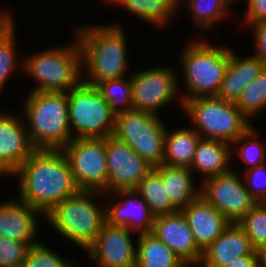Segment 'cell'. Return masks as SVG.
I'll return each mask as SVG.
<instances>
[{
	"instance_id": "1",
	"label": "cell",
	"mask_w": 266,
	"mask_h": 267,
	"mask_svg": "<svg viewBox=\"0 0 266 267\" xmlns=\"http://www.w3.org/2000/svg\"><path fill=\"white\" fill-rule=\"evenodd\" d=\"M10 177L19 181L17 198L44 217L81 191L62 150L36 149Z\"/></svg>"
},
{
	"instance_id": "2",
	"label": "cell",
	"mask_w": 266,
	"mask_h": 267,
	"mask_svg": "<svg viewBox=\"0 0 266 267\" xmlns=\"http://www.w3.org/2000/svg\"><path fill=\"white\" fill-rule=\"evenodd\" d=\"M120 24H119V23ZM84 25L74 29L82 53V80L96 86L102 81L120 79L129 74L128 37L120 21Z\"/></svg>"
},
{
	"instance_id": "3",
	"label": "cell",
	"mask_w": 266,
	"mask_h": 267,
	"mask_svg": "<svg viewBox=\"0 0 266 267\" xmlns=\"http://www.w3.org/2000/svg\"><path fill=\"white\" fill-rule=\"evenodd\" d=\"M219 45L202 38L190 40L180 50L179 64L182 71L180 92L182 101L192 98L217 96L229 63L230 45Z\"/></svg>"
},
{
	"instance_id": "4",
	"label": "cell",
	"mask_w": 266,
	"mask_h": 267,
	"mask_svg": "<svg viewBox=\"0 0 266 267\" xmlns=\"http://www.w3.org/2000/svg\"><path fill=\"white\" fill-rule=\"evenodd\" d=\"M23 98L20 114L34 148L62 150L73 139L67 92L30 90Z\"/></svg>"
},
{
	"instance_id": "5",
	"label": "cell",
	"mask_w": 266,
	"mask_h": 267,
	"mask_svg": "<svg viewBox=\"0 0 266 267\" xmlns=\"http://www.w3.org/2000/svg\"><path fill=\"white\" fill-rule=\"evenodd\" d=\"M44 220L62 240L85 252L105 222L104 193L81 190L58 203Z\"/></svg>"
},
{
	"instance_id": "6",
	"label": "cell",
	"mask_w": 266,
	"mask_h": 267,
	"mask_svg": "<svg viewBox=\"0 0 266 267\" xmlns=\"http://www.w3.org/2000/svg\"><path fill=\"white\" fill-rule=\"evenodd\" d=\"M22 73L33 80L31 92H68L82 80L81 47L74 35L70 43L22 56Z\"/></svg>"
},
{
	"instance_id": "7",
	"label": "cell",
	"mask_w": 266,
	"mask_h": 267,
	"mask_svg": "<svg viewBox=\"0 0 266 267\" xmlns=\"http://www.w3.org/2000/svg\"><path fill=\"white\" fill-rule=\"evenodd\" d=\"M182 111L201 138L228 144H232L253 125L234 102L217 96L186 100Z\"/></svg>"
},
{
	"instance_id": "8",
	"label": "cell",
	"mask_w": 266,
	"mask_h": 267,
	"mask_svg": "<svg viewBox=\"0 0 266 267\" xmlns=\"http://www.w3.org/2000/svg\"><path fill=\"white\" fill-rule=\"evenodd\" d=\"M72 138H106L114 134L115 114L95 86L83 81L67 92Z\"/></svg>"
},
{
	"instance_id": "9",
	"label": "cell",
	"mask_w": 266,
	"mask_h": 267,
	"mask_svg": "<svg viewBox=\"0 0 266 267\" xmlns=\"http://www.w3.org/2000/svg\"><path fill=\"white\" fill-rule=\"evenodd\" d=\"M161 116L140 110L115 115L114 136L127 143L153 167L163 164L167 130Z\"/></svg>"
},
{
	"instance_id": "10",
	"label": "cell",
	"mask_w": 266,
	"mask_h": 267,
	"mask_svg": "<svg viewBox=\"0 0 266 267\" xmlns=\"http://www.w3.org/2000/svg\"><path fill=\"white\" fill-rule=\"evenodd\" d=\"M177 73L179 71L171 65L134 70L130 75L133 86V109L160 116L159 112H162L163 108L177 101L179 109L181 107L182 110L183 101L178 88V79L182 78H179L181 75Z\"/></svg>"
},
{
	"instance_id": "11",
	"label": "cell",
	"mask_w": 266,
	"mask_h": 267,
	"mask_svg": "<svg viewBox=\"0 0 266 267\" xmlns=\"http://www.w3.org/2000/svg\"><path fill=\"white\" fill-rule=\"evenodd\" d=\"M62 151L81 190L107 193L106 138H73Z\"/></svg>"
},
{
	"instance_id": "12",
	"label": "cell",
	"mask_w": 266,
	"mask_h": 267,
	"mask_svg": "<svg viewBox=\"0 0 266 267\" xmlns=\"http://www.w3.org/2000/svg\"><path fill=\"white\" fill-rule=\"evenodd\" d=\"M200 183V195L231 223H237L257 203L233 167Z\"/></svg>"
},
{
	"instance_id": "13",
	"label": "cell",
	"mask_w": 266,
	"mask_h": 267,
	"mask_svg": "<svg viewBox=\"0 0 266 267\" xmlns=\"http://www.w3.org/2000/svg\"><path fill=\"white\" fill-rule=\"evenodd\" d=\"M135 234L136 232L123 226L104 222L96 239L84 254L87 260L95 262L94 265L98 267H136L135 243L138 237L135 238Z\"/></svg>"
},
{
	"instance_id": "14",
	"label": "cell",
	"mask_w": 266,
	"mask_h": 267,
	"mask_svg": "<svg viewBox=\"0 0 266 267\" xmlns=\"http://www.w3.org/2000/svg\"><path fill=\"white\" fill-rule=\"evenodd\" d=\"M107 193L136 189L141 180L153 169L127 143L114 135L106 137Z\"/></svg>"
},
{
	"instance_id": "15",
	"label": "cell",
	"mask_w": 266,
	"mask_h": 267,
	"mask_svg": "<svg viewBox=\"0 0 266 267\" xmlns=\"http://www.w3.org/2000/svg\"><path fill=\"white\" fill-rule=\"evenodd\" d=\"M104 197L106 198L105 222L123 226L137 234L152 233L155 216L135 189L104 193Z\"/></svg>"
},
{
	"instance_id": "16",
	"label": "cell",
	"mask_w": 266,
	"mask_h": 267,
	"mask_svg": "<svg viewBox=\"0 0 266 267\" xmlns=\"http://www.w3.org/2000/svg\"><path fill=\"white\" fill-rule=\"evenodd\" d=\"M35 150L21 114L0 109V178H10Z\"/></svg>"
},
{
	"instance_id": "17",
	"label": "cell",
	"mask_w": 266,
	"mask_h": 267,
	"mask_svg": "<svg viewBox=\"0 0 266 267\" xmlns=\"http://www.w3.org/2000/svg\"><path fill=\"white\" fill-rule=\"evenodd\" d=\"M152 233L189 267H197L201 262L203 252L181 211L155 217Z\"/></svg>"
},
{
	"instance_id": "18",
	"label": "cell",
	"mask_w": 266,
	"mask_h": 267,
	"mask_svg": "<svg viewBox=\"0 0 266 267\" xmlns=\"http://www.w3.org/2000/svg\"><path fill=\"white\" fill-rule=\"evenodd\" d=\"M39 217L45 219L38 210L20 199H5L0 203V236L35 245L40 242Z\"/></svg>"
},
{
	"instance_id": "19",
	"label": "cell",
	"mask_w": 266,
	"mask_h": 267,
	"mask_svg": "<svg viewBox=\"0 0 266 267\" xmlns=\"http://www.w3.org/2000/svg\"><path fill=\"white\" fill-rule=\"evenodd\" d=\"M193 233L197 247L203 252L230 225V221L201 195L180 210Z\"/></svg>"
},
{
	"instance_id": "20",
	"label": "cell",
	"mask_w": 266,
	"mask_h": 267,
	"mask_svg": "<svg viewBox=\"0 0 266 267\" xmlns=\"http://www.w3.org/2000/svg\"><path fill=\"white\" fill-rule=\"evenodd\" d=\"M258 255L249 237L237 223L230 225L203 251L197 267H223L235 258Z\"/></svg>"
},
{
	"instance_id": "21",
	"label": "cell",
	"mask_w": 266,
	"mask_h": 267,
	"mask_svg": "<svg viewBox=\"0 0 266 267\" xmlns=\"http://www.w3.org/2000/svg\"><path fill=\"white\" fill-rule=\"evenodd\" d=\"M266 64L256 55L241 56L230 46V58L217 97L234 102L243 89L258 77Z\"/></svg>"
},
{
	"instance_id": "22",
	"label": "cell",
	"mask_w": 266,
	"mask_h": 267,
	"mask_svg": "<svg viewBox=\"0 0 266 267\" xmlns=\"http://www.w3.org/2000/svg\"><path fill=\"white\" fill-rule=\"evenodd\" d=\"M231 144L223 141L200 138L190 166L193 174H200L199 181L226 173L232 169ZM195 171V172H194ZM202 176V178H201Z\"/></svg>"
},
{
	"instance_id": "23",
	"label": "cell",
	"mask_w": 266,
	"mask_h": 267,
	"mask_svg": "<svg viewBox=\"0 0 266 267\" xmlns=\"http://www.w3.org/2000/svg\"><path fill=\"white\" fill-rule=\"evenodd\" d=\"M153 169L161 176L171 203L179 211L200 196L201 183L196 182L189 168L161 164Z\"/></svg>"
},
{
	"instance_id": "24",
	"label": "cell",
	"mask_w": 266,
	"mask_h": 267,
	"mask_svg": "<svg viewBox=\"0 0 266 267\" xmlns=\"http://www.w3.org/2000/svg\"><path fill=\"white\" fill-rule=\"evenodd\" d=\"M169 130L168 127L164 138L163 164L190 168L201 136L191 126Z\"/></svg>"
},
{
	"instance_id": "25",
	"label": "cell",
	"mask_w": 266,
	"mask_h": 267,
	"mask_svg": "<svg viewBox=\"0 0 266 267\" xmlns=\"http://www.w3.org/2000/svg\"><path fill=\"white\" fill-rule=\"evenodd\" d=\"M110 7L124 9L148 25L159 28L172 22L178 12V0H112ZM156 26V27H155Z\"/></svg>"
},
{
	"instance_id": "26",
	"label": "cell",
	"mask_w": 266,
	"mask_h": 267,
	"mask_svg": "<svg viewBox=\"0 0 266 267\" xmlns=\"http://www.w3.org/2000/svg\"><path fill=\"white\" fill-rule=\"evenodd\" d=\"M183 6L188 13L187 16L190 15L193 24L200 30V34L201 31L203 34L210 31L212 35H216V26L233 13L230 11L233 7L231 8L225 0H178V8L183 9Z\"/></svg>"
},
{
	"instance_id": "27",
	"label": "cell",
	"mask_w": 266,
	"mask_h": 267,
	"mask_svg": "<svg viewBox=\"0 0 266 267\" xmlns=\"http://www.w3.org/2000/svg\"><path fill=\"white\" fill-rule=\"evenodd\" d=\"M136 267H189L153 233L136 234Z\"/></svg>"
},
{
	"instance_id": "28",
	"label": "cell",
	"mask_w": 266,
	"mask_h": 267,
	"mask_svg": "<svg viewBox=\"0 0 266 267\" xmlns=\"http://www.w3.org/2000/svg\"><path fill=\"white\" fill-rule=\"evenodd\" d=\"M147 202L155 217L179 211L170 201L161 176L152 169L135 189Z\"/></svg>"
},
{
	"instance_id": "29",
	"label": "cell",
	"mask_w": 266,
	"mask_h": 267,
	"mask_svg": "<svg viewBox=\"0 0 266 267\" xmlns=\"http://www.w3.org/2000/svg\"><path fill=\"white\" fill-rule=\"evenodd\" d=\"M252 125L245 133L231 144L232 159L238 156L246 169L266 163V142L261 141L260 130ZM259 136V137H258ZM264 144V145H263Z\"/></svg>"
},
{
	"instance_id": "30",
	"label": "cell",
	"mask_w": 266,
	"mask_h": 267,
	"mask_svg": "<svg viewBox=\"0 0 266 267\" xmlns=\"http://www.w3.org/2000/svg\"><path fill=\"white\" fill-rule=\"evenodd\" d=\"M115 114L133 109V86L131 76L120 79L105 80L95 86Z\"/></svg>"
},
{
	"instance_id": "31",
	"label": "cell",
	"mask_w": 266,
	"mask_h": 267,
	"mask_svg": "<svg viewBox=\"0 0 266 267\" xmlns=\"http://www.w3.org/2000/svg\"><path fill=\"white\" fill-rule=\"evenodd\" d=\"M235 104L251 122L266 110V66L258 77L243 89Z\"/></svg>"
},
{
	"instance_id": "32",
	"label": "cell",
	"mask_w": 266,
	"mask_h": 267,
	"mask_svg": "<svg viewBox=\"0 0 266 267\" xmlns=\"http://www.w3.org/2000/svg\"><path fill=\"white\" fill-rule=\"evenodd\" d=\"M15 27L0 41V95L12 75L20 70L22 71L23 58L17 55V36ZM18 58V59H17ZM18 67V68H17ZM1 97V96H0Z\"/></svg>"
},
{
	"instance_id": "33",
	"label": "cell",
	"mask_w": 266,
	"mask_h": 267,
	"mask_svg": "<svg viewBox=\"0 0 266 267\" xmlns=\"http://www.w3.org/2000/svg\"><path fill=\"white\" fill-rule=\"evenodd\" d=\"M237 224L249 237L252 246L257 250L266 244V204L256 203Z\"/></svg>"
},
{
	"instance_id": "34",
	"label": "cell",
	"mask_w": 266,
	"mask_h": 267,
	"mask_svg": "<svg viewBox=\"0 0 266 267\" xmlns=\"http://www.w3.org/2000/svg\"><path fill=\"white\" fill-rule=\"evenodd\" d=\"M43 242L31 245L23 263V267H79L78 261H69Z\"/></svg>"
},
{
	"instance_id": "35",
	"label": "cell",
	"mask_w": 266,
	"mask_h": 267,
	"mask_svg": "<svg viewBox=\"0 0 266 267\" xmlns=\"http://www.w3.org/2000/svg\"><path fill=\"white\" fill-rule=\"evenodd\" d=\"M30 245L0 236V267H23Z\"/></svg>"
},
{
	"instance_id": "36",
	"label": "cell",
	"mask_w": 266,
	"mask_h": 267,
	"mask_svg": "<svg viewBox=\"0 0 266 267\" xmlns=\"http://www.w3.org/2000/svg\"><path fill=\"white\" fill-rule=\"evenodd\" d=\"M244 184L257 203L266 202V163L241 172Z\"/></svg>"
},
{
	"instance_id": "37",
	"label": "cell",
	"mask_w": 266,
	"mask_h": 267,
	"mask_svg": "<svg viewBox=\"0 0 266 267\" xmlns=\"http://www.w3.org/2000/svg\"><path fill=\"white\" fill-rule=\"evenodd\" d=\"M242 24L246 27L266 20V0H247Z\"/></svg>"
},
{
	"instance_id": "38",
	"label": "cell",
	"mask_w": 266,
	"mask_h": 267,
	"mask_svg": "<svg viewBox=\"0 0 266 267\" xmlns=\"http://www.w3.org/2000/svg\"><path fill=\"white\" fill-rule=\"evenodd\" d=\"M252 31L254 55L260 58L266 64V20L248 26Z\"/></svg>"
},
{
	"instance_id": "39",
	"label": "cell",
	"mask_w": 266,
	"mask_h": 267,
	"mask_svg": "<svg viewBox=\"0 0 266 267\" xmlns=\"http://www.w3.org/2000/svg\"><path fill=\"white\" fill-rule=\"evenodd\" d=\"M15 24L11 10L0 9V41L15 27Z\"/></svg>"
},
{
	"instance_id": "40",
	"label": "cell",
	"mask_w": 266,
	"mask_h": 267,
	"mask_svg": "<svg viewBox=\"0 0 266 267\" xmlns=\"http://www.w3.org/2000/svg\"><path fill=\"white\" fill-rule=\"evenodd\" d=\"M223 267H258V255H244L227 263Z\"/></svg>"
},
{
	"instance_id": "41",
	"label": "cell",
	"mask_w": 266,
	"mask_h": 267,
	"mask_svg": "<svg viewBox=\"0 0 266 267\" xmlns=\"http://www.w3.org/2000/svg\"><path fill=\"white\" fill-rule=\"evenodd\" d=\"M256 251L258 254V267H266V244L259 247Z\"/></svg>"
},
{
	"instance_id": "42",
	"label": "cell",
	"mask_w": 266,
	"mask_h": 267,
	"mask_svg": "<svg viewBox=\"0 0 266 267\" xmlns=\"http://www.w3.org/2000/svg\"><path fill=\"white\" fill-rule=\"evenodd\" d=\"M231 7L232 6H236V4H238L237 2H240V5L241 3L242 4H245L247 2V0H225ZM236 3V4H235Z\"/></svg>"
},
{
	"instance_id": "43",
	"label": "cell",
	"mask_w": 266,
	"mask_h": 267,
	"mask_svg": "<svg viewBox=\"0 0 266 267\" xmlns=\"http://www.w3.org/2000/svg\"><path fill=\"white\" fill-rule=\"evenodd\" d=\"M112 0H104V1H102V2H106L105 4H108V6H109V3L111 2Z\"/></svg>"
}]
</instances>
